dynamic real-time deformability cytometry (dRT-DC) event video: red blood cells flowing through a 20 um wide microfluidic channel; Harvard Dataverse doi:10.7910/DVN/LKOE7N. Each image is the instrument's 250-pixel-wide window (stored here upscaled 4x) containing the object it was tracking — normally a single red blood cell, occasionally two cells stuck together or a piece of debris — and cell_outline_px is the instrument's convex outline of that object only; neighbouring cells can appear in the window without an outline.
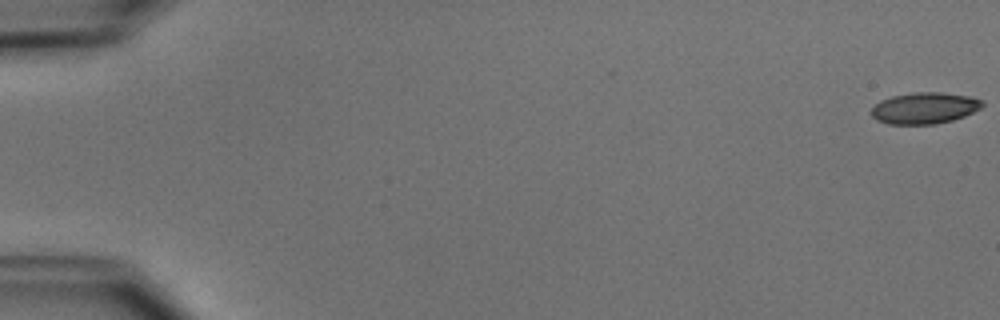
{"species": "common noctule bat (a hibernating species)", "species_latin": "Nyctalus noctula", "temperature_condition": "cold", "stored_images_in_passage": 52, "camera_frame_rate_fps": 3000, "um_per_image_px": 0.085, "animal": {"sex": "male", "body_mass_g": 15.6}, "frame": {"image": 1, "passage_image": 1, "time_ms": 0.0, "image_size_px": [1000, 320], "cell_outline_px": [[984, 104], [980, 108], [964, 116], [952, 120], [936, 124], [888, 124], [876, 120], [868, 112], [880, 100], [892, 96], [912, 92], [940, 92], [968, 96], [984, 100]], "centroid_in_image_um": [78.55, 9.18], "position_along_channel_um": 6.4, "area_um2": 20.4}}
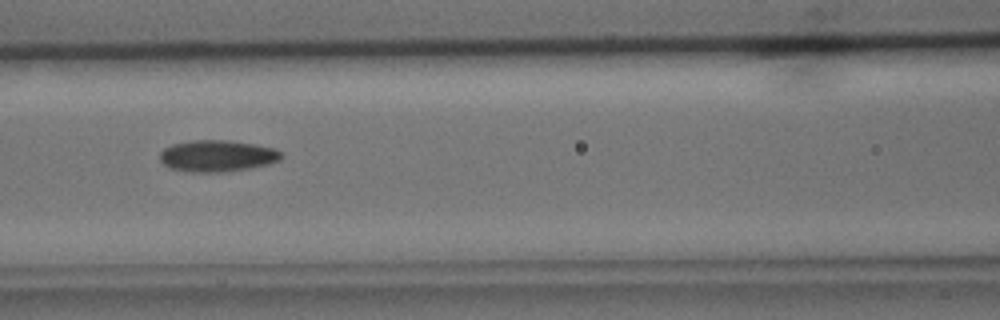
{"frame": {"image": 2, "passage_image": 24, "time_ms": 7.667, "image_size_px": [1000, 320], "cell_outline_px": [[284, 156], [280, 160], [268, 164], [248, 168], [224, 172], [188, 172], [168, 168], [160, 160], [160, 152], [164, 148], [172, 144], [192, 140], [224, 140], [256, 144], [276, 148], [284, 152]], "centroid_in_image_um": [18.49, 13.25], "position_along_channel_um": 148.1, "area_um2": 22.6}}
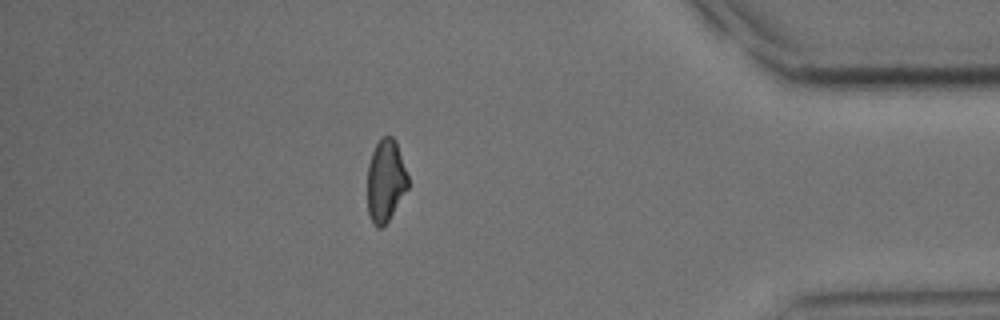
{"frame": {"image": 3, "passage_image": 46, "time_ms": 15.0, "image_size_px": [1000, 320], "cell_outline_px": [[408, 188], [388, 220], [380, 228], [376, 228], [368, 212], [368, 164], [372, 152], [380, 136], [392, 136], [396, 140], [408, 176]], "centroid_in_image_um": [32.78, 15.32], "position_along_channel_um": 402.4, "area_um2": 19.36}, "authors_computed_cell_mechanics": {"area_um2": 20.8369, "velocity_mm_per_s": 3.9378, "shape_relaxation_time_tau1_ms": 5.749, "shape_relaxation_time_tau2_ms": 4.3434, "deformation_change_tau1": 0.1393, "deformation_change_tau2": 0.1002}}